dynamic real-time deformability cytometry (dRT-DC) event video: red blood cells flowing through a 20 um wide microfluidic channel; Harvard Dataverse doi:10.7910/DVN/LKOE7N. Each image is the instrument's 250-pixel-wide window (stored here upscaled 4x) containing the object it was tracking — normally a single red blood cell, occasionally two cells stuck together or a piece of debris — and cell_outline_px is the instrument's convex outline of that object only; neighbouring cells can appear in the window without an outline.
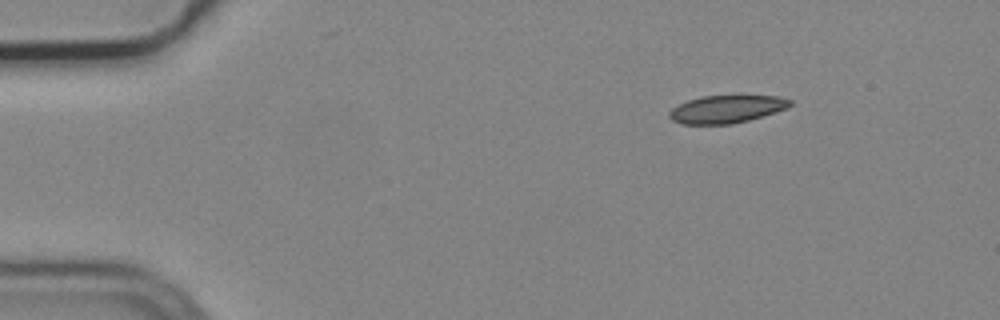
{"species": "common noctule bat (a hibernating species)", "species_latin": "Nyctalus noctula", "temperature_condition": "cold", "stored_images_in_passage": 3, "camera_frame_rate_fps": 3000, "um_per_image_px": 0.085, "animal": {"sex": "male", "body_mass_g": 19.2, "forearm_length_mm": 51.8}, "frame": {"image": 1, "passage_image": 1, "time_ms": 0.0, "image_size_px": [1000, 320], "cell_outline_px": [[792, 104], [788, 108], [748, 120], [732, 124], [680, 124], [672, 120], [668, 116], [668, 112], [672, 108], [688, 100], [700, 96], [740, 92], [780, 96], [792, 100]], "centroid_in_image_um": [61.81, 9.21], "position_along_channel_um": 23.2, "area_um2": 20.63}}
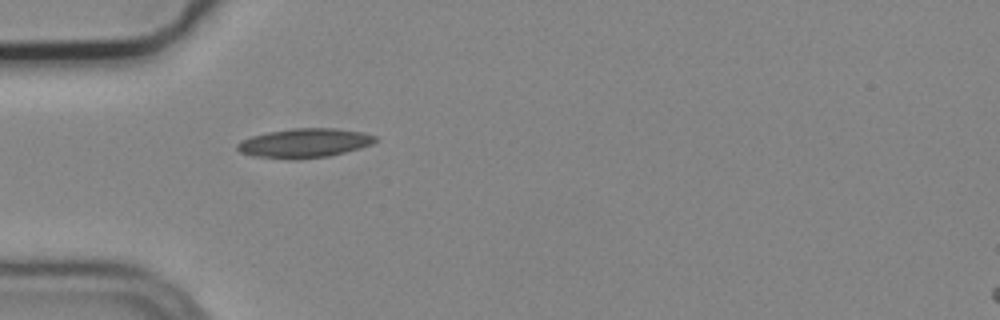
{"frame": {"image": 2, "passage_image": 3, "time_ms": 0.667, "image_size_px": [1000, 320], "cell_outline_px": [[376, 140], [372, 144], [360, 148], [328, 156], [252, 156], [240, 152], [236, 148], [236, 144], [240, 140], [252, 136], [268, 132], [292, 128], [332, 128], [360, 132], [376, 136]], "centroid_in_image_um": [25.87, 12.11], "position_along_channel_um": 59.1, "area_um2": 22.37}}